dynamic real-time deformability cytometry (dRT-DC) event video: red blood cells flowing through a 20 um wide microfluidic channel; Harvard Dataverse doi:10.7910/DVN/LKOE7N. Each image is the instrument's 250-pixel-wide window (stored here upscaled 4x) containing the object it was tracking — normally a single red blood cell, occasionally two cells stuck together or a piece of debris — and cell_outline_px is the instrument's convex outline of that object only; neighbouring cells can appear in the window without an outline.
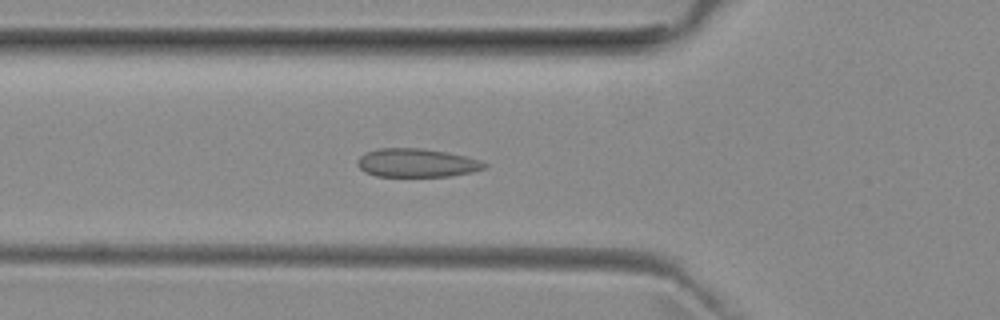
{"species": "common noctule bat (a hibernating species)", "species_latin": "Nyctalus noctula", "temperature_condition": "room temperature", "stored_images_in_passage": 47, "camera_frame_rate_fps": 3000, "um_per_image_px": 0.085, "animal": {"sex": "female", "body_mass_g": 29.2, "forearm_length_mm": 56.3}, "frame": {"image": 1, "passage_image": 13, "time_ms": 4.0, "image_size_px": [1000, 320], "cell_outline_px": [[488, 164], [484, 168], [472, 172], [452, 176], [376, 176], [364, 172], [360, 168], [360, 156], [364, 152], [380, 148], [420, 148], [444, 152], [464, 156], [480, 160]], "centroid_in_image_um": [35.43, 13.85], "position_along_channel_um": 90.4, "area_um2": 20.87}}
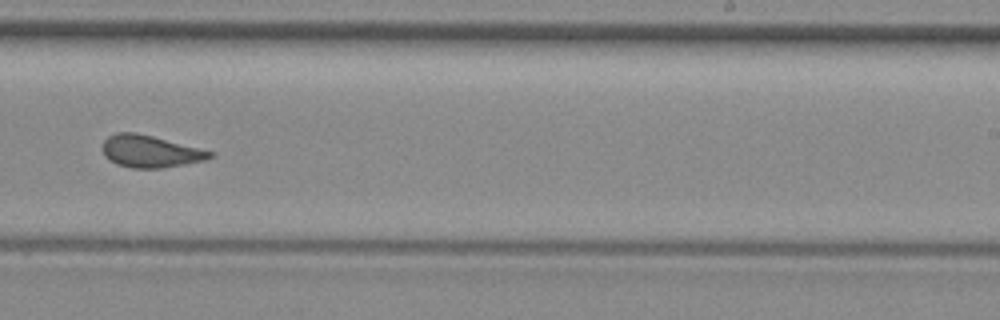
{"frame": {"image": 2, "passage_image": 27, "time_ms": 8.667, "image_size_px": [1000, 320], "cell_outline_px": [[216, 152], [212, 156], [204, 160], [184, 164], [160, 168], [132, 168], [116, 164], [104, 156], [104, 140], [108, 136], [116, 132], [136, 132]], "centroid_in_image_um": [12.76, 12.86], "position_along_channel_um": 276.2, "area_um2": 19.94}}
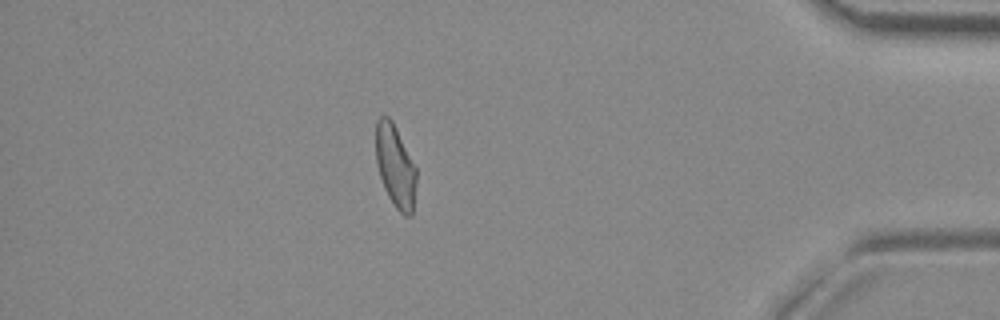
{"frame": {"image": 3, "passage_image": 40, "time_ms": 13.0, "image_size_px": [1000, 320], "cell_outline_px": [[416, 180], [412, 216], [404, 216], [396, 208], [388, 196], [384, 188], [376, 164], [376, 120], [380, 116], [388, 116], [392, 120], [416, 168]], "centroid_in_image_um": [33.59, 14.13], "position_along_channel_um": 401.6, "area_um2": 19.36}, "authors_computed_cell_mechanics": {"area_um2": 20.2878, "velocity_mm_per_s": 3.9824, "shape_relaxation_time_tau1_ms": null, "shape_relaxation_time_tau2_ms": 2.0821, "deformation_change_tau1": null, "deformation_change_tau2": 0.0625}}